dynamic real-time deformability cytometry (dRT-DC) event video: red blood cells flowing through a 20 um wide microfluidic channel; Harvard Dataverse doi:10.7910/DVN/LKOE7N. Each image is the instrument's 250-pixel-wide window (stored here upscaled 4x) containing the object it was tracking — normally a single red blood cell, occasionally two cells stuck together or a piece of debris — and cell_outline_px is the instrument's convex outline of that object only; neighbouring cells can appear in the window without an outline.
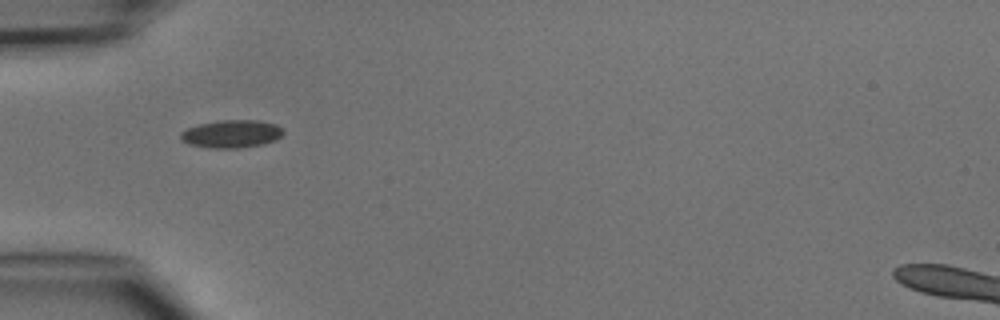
{"species": "common noctule bat (a hibernating species)", "species_latin": "Nyctalus noctula", "temperature_condition": "cold", "stored_images_in_passage": 2, "camera_frame_rate_fps": 3000, "um_per_image_px": 0.085, "animal": {"sex": "male", "body_mass_g": 15.6}, "frame": {"image": 1, "passage_image": 1, "time_ms": 0.0, "image_size_px": [1000, 320], "cell_outline_px": [[284, 132], [276, 140], [260, 144], [240, 148], [208, 148], [188, 144], [180, 140], [180, 132], [188, 128], [200, 124], [224, 120], [256, 120], [276, 124]], "centroid_in_image_um": [19.64, 11.39], "position_along_channel_um": 65.4, "area_um2": 16.53}}